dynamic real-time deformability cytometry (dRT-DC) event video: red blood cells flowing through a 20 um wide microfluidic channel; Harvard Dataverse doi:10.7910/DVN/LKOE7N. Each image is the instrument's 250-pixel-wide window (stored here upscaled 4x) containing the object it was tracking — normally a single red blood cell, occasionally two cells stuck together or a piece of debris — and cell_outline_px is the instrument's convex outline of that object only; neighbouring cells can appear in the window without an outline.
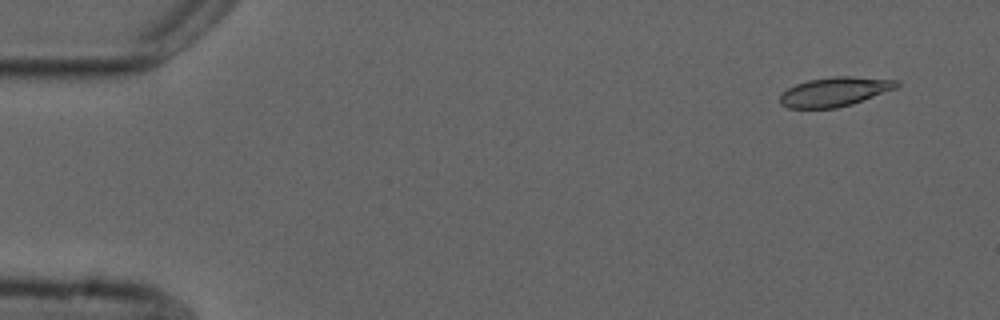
{"species": "common noctule bat (a hibernating species)", "species_latin": "Nyctalus noctula", "temperature_condition": "cold", "stored_images_in_passage": 3, "camera_frame_rate_fps": 3000, "um_per_image_px": 0.085, "animal": {"sex": "male", "forearm_length_mm": 52.5}, "frame": {"image": 1, "passage_image": 1, "time_ms": 0.0, "image_size_px": [1000, 320], "cell_outline_px": [[900, 84], [896, 88], [852, 104], [836, 108], [788, 108], [780, 104], [780, 96], [788, 88], [796, 84], [808, 80], [832, 76], [852, 76], [900, 80]], "centroid_in_image_um": [70.96, 7.79], "position_along_channel_um": 14.0, "area_um2": 19.88}}